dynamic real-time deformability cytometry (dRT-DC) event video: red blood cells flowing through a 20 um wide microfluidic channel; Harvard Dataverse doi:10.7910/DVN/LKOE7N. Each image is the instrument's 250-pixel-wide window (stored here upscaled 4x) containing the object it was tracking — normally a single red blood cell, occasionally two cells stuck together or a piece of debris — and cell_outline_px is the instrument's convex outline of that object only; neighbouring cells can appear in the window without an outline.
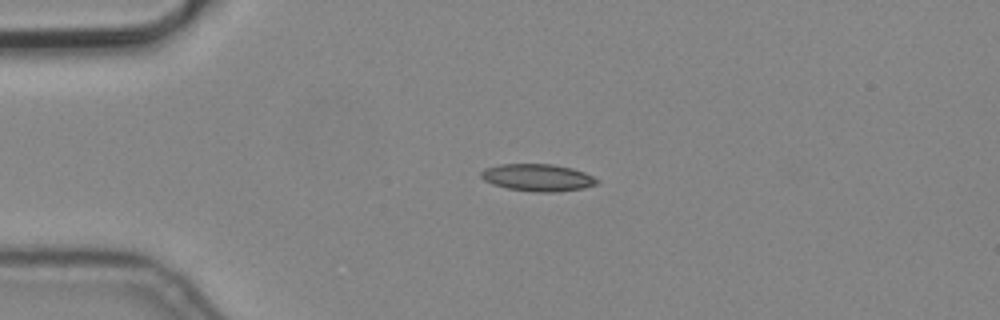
{"species": "common noctule bat (a hibernating species)", "species_latin": "Nyctalus noctula", "temperature_condition": "cold", "stored_images_in_passage": 4, "camera_frame_rate_fps": 3000, "um_per_image_px": 0.085, "animal": {"sex": "male", "body_mass_g": 19.2, "forearm_length_mm": 51.8}, "frame": {"image": 1, "passage_image": 3, "time_ms": 0.667, "image_size_px": [1000, 320], "cell_outline_px": [[600, 184], [584, 188], [552, 192], [536, 192], [508, 188], [492, 184], [484, 180], [480, 176], [480, 172], [484, 168], [500, 164], [552, 164], [572, 168], [584, 172], [600, 180]], "centroid_in_image_um": [45.72, 15.09], "position_along_channel_um": 39.3, "area_um2": 18.44}}